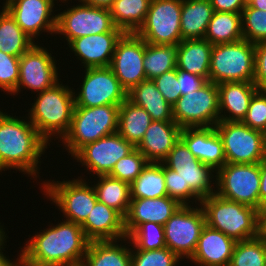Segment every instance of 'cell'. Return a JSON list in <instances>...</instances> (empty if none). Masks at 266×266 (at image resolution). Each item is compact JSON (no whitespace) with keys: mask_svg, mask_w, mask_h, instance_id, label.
Listing matches in <instances>:
<instances>
[{"mask_svg":"<svg viewBox=\"0 0 266 266\" xmlns=\"http://www.w3.org/2000/svg\"><path fill=\"white\" fill-rule=\"evenodd\" d=\"M37 232L21 248L22 266H81L89 240L80 224L67 221Z\"/></svg>","mask_w":266,"mask_h":266,"instance_id":"6da1fadb","label":"cell"},{"mask_svg":"<svg viewBox=\"0 0 266 266\" xmlns=\"http://www.w3.org/2000/svg\"><path fill=\"white\" fill-rule=\"evenodd\" d=\"M47 144L29 119L0 111V172L18 169L35 179Z\"/></svg>","mask_w":266,"mask_h":266,"instance_id":"7a4b0ae2","label":"cell"},{"mask_svg":"<svg viewBox=\"0 0 266 266\" xmlns=\"http://www.w3.org/2000/svg\"><path fill=\"white\" fill-rule=\"evenodd\" d=\"M73 89L58 81L38 93L35 103L29 109L27 119L48 143L52 136L63 139L70 129L75 107Z\"/></svg>","mask_w":266,"mask_h":266,"instance_id":"3957f363","label":"cell"},{"mask_svg":"<svg viewBox=\"0 0 266 266\" xmlns=\"http://www.w3.org/2000/svg\"><path fill=\"white\" fill-rule=\"evenodd\" d=\"M204 211L206 225L221 231L236 242L260 235L259 210L231 201L213 193L199 203Z\"/></svg>","mask_w":266,"mask_h":266,"instance_id":"277c9868","label":"cell"},{"mask_svg":"<svg viewBox=\"0 0 266 266\" xmlns=\"http://www.w3.org/2000/svg\"><path fill=\"white\" fill-rule=\"evenodd\" d=\"M120 105L74 107L71 126L62 143L71 157L83 146L117 133Z\"/></svg>","mask_w":266,"mask_h":266,"instance_id":"5b68a950","label":"cell"},{"mask_svg":"<svg viewBox=\"0 0 266 266\" xmlns=\"http://www.w3.org/2000/svg\"><path fill=\"white\" fill-rule=\"evenodd\" d=\"M162 163L178 173L181 180L182 205H189L192 202L189 199L201 202V199L216 193L213 189L216 187L211 185L216 184L217 176L213 174L215 170L198 160L181 139L175 143Z\"/></svg>","mask_w":266,"mask_h":266,"instance_id":"8992f818","label":"cell"},{"mask_svg":"<svg viewBox=\"0 0 266 266\" xmlns=\"http://www.w3.org/2000/svg\"><path fill=\"white\" fill-rule=\"evenodd\" d=\"M255 75V44L245 39L234 43L213 45L209 81L253 82Z\"/></svg>","mask_w":266,"mask_h":266,"instance_id":"52a82bcc","label":"cell"},{"mask_svg":"<svg viewBox=\"0 0 266 266\" xmlns=\"http://www.w3.org/2000/svg\"><path fill=\"white\" fill-rule=\"evenodd\" d=\"M216 176L219 196L260 211V163H225Z\"/></svg>","mask_w":266,"mask_h":266,"instance_id":"ba28073f","label":"cell"},{"mask_svg":"<svg viewBox=\"0 0 266 266\" xmlns=\"http://www.w3.org/2000/svg\"><path fill=\"white\" fill-rule=\"evenodd\" d=\"M172 109L173 119L181 129L214 127L220 121L218 85L207 81L198 90L181 96Z\"/></svg>","mask_w":266,"mask_h":266,"instance_id":"9c48e42d","label":"cell"},{"mask_svg":"<svg viewBox=\"0 0 266 266\" xmlns=\"http://www.w3.org/2000/svg\"><path fill=\"white\" fill-rule=\"evenodd\" d=\"M44 181L45 196L55 203L67 221L82 224L98 201L93 185L83 178L67 181Z\"/></svg>","mask_w":266,"mask_h":266,"instance_id":"30bf717a","label":"cell"},{"mask_svg":"<svg viewBox=\"0 0 266 266\" xmlns=\"http://www.w3.org/2000/svg\"><path fill=\"white\" fill-rule=\"evenodd\" d=\"M181 10L182 0H151L136 34L149 44L178 45L182 41Z\"/></svg>","mask_w":266,"mask_h":266,"instance_id":"8fae6325","label":"cell"},{"mask_svg":"<svg viewBox=\"0 0 266 266\" xmlns=\"http://www.w3.org/2000/svg\"><path fill=\"white\" fill-rule=\"evenodd\" d=\"M214 127L222 139L226 163L254 164L266 157L262 131L241 121H219Z\"/></svg>","mask_w":266,"mask_h":266,"instance_id":"7c38bea8","label":"cell"},{"mask_svg":"<svg viewBox=\"0 0 266 266\" xmlns=\"http://www.w3.org/2000/svg\"><path fill=\"white\" fill-rule=\"evenodd\" d=\"M182 205L164 226L165 245L180 259H191L203 228L206 226L202 207Z\"/></svg>","mask_w":266,"mask_h":266,"instance_id":"4fadbf2b","label":"cell"},{"mask_svg":"<svg viewBox=\"0 0 266 266\" xmlns=\"http://www.w3.org/2000/svg\"><path fill=\"white\" fill-rule=\"evenodd\" d=\"M57 14L56 34L72 40L86 36L111 32L116 26L108 8L87 5L81 2Z\"/></svg>","mask_w":266,"mask_h":266,"instance_id":"5bb4252c","label":"cell"},{"mask_svg":"<svg viewBox=\"0 0 266 266\" xmlns=\"http://www.w3.org/2000/svg\"><path fill=\"white\" fill-rule=\"evenodd\" d=\"M80 91L75 94V107L121 105L127 99V91L121 86L110 67L85 68Z\"/></svg>","mask_w":266,"mask_h":266,"instance_id":"9a60e30c","label":"cell"},{"mask_svg":"<svg viewBox=\"0 0 266 266\" xmlns=\"http://www.w3.org/2000/svg\"><path fill=\"white\" fill-rule=\"evenodd\" d=\"M55 61L47 48L35 43L20 56L18 84L12 94L20 93L21 87L40 93L56 84L61 79Z\"/></svg>","mask_w":266,"mask_h":266,"instance_id":"2e32d148","label":"cell"},{"mask_svg":"<svg viewBox=\"0 0 266 266\" xmlns=\"http://www.w3.org/2000/svg\"><path fill=\"white\" fill-rule=\"evenodd\" d=\"M135 148L117 132L86 144L72 157L95 175H108L115 163Z\"/></svg>","mask_w":266,"mask_h":266,"instance_id":"e0dca14e","label":"cell"},{"mask_svg":"<svg viewBox=\"0 0 266 266\" xmlns=\"http://www.w3.org/2000/svg\"><path fill=\"white\" fill-rule=\"evenodd\" d=\"M143 60L144 40L136 33H124L116 44L109 67L127 92L147 80Z\"/></svg>","mask_w":266,"mask_h":266,"instance_id":"ac0fdd59","label":"cell"},{"mask_svg":"<svg viewBox=\"0 0 266 266\" xmlns=\"http://www.w3.org/2000/svg\"><path fill=\"white\" fill-rule=\"evenodd\" d=\"M54 1L57 0H6L3 7L34 41L42 30V32L56 34L57 15H52Z\"/></svg>","mask_w":266,"mask_h":266,"instance_id":"d6986e66","label":"cell"},{"mask_svg":"<svg viewBox=\"0 0 266 266\" xmlns=\"http://www.w3.org/2000/svg\"><path fill=\"white\" fill-rule=\"evenodd\" d=\"M123 34L121 29L115 27L111 32L76 38L68 46L84 68L108 67L116 44Z\"/></svg>","mask_w":266,"mask_h":266,"instance_id":"ffe728a7","label":"cell"},{"mask_svg":"<svg viewBox=\"0 0 266 266\" xmlns=\"http://www.w3.org/2000/svg\"><path fill=\"white\" fill-rule=\"evenodd\" d=\"M180 139L192 154L216 172L226 163L223 142L215 127H186Z\"/></svg>","mask_w":266,"mask_h":266,"instance_id":"44dd1931","label":"cell"},{"mask_svg":"<svg viewBox=\"0 0 266 266\" xmlns=\"http://www.w3.org/2000/svg\"><path fill=\"white\" fill-rule=\"evenodd\" d=\"M182 205L168 195L159 198H131L124 217L127 237L142 223L164 225Z\"/></svg>","mask_w":266,"mask_h":266,"instance_id":"7402d4cb","label":"cell"},{"mask_svg":"<svg viewBox=\"0 0 266 266\" xmlns=\"http://www.w3.org/2000/svg\"><path fill=\"white\" fill-rule=\"evenodd\" d=\"M89 241L120 240L127 237L124 217L111 207L97 201L81 224Z\"/></svg>","mask_w":266,"mask_h":266,"instance_id":"603a6c76","label":"cell"},{"mask_svg":"<svg viewBox=\"0 0 266 266\" xmlns=\"http://www.w3.org/2000/svg\"><path fill=\"white\" fill-rule=\"evenodd\" d=\"M236 241L205 226L190 261L198 266H229Z\"/></svg>","mask_w":266,"mask_h":266,"instance_id":"cb8c5ba5","label":"cell"},{"mask_svg":"<svg viewBox=\"0 0 266 266\" xmlns=\"http://www.w3.org/2000/svg\"><path fill=\"white\" fill-rule=\"evenodd\" d=\"M180 132L175 121L153 120L136 148L149 163H162L180 139Z\"/></svg>","mask_w":266,"mask_h":266,"instance_id":"d4e9b609","label":"cell"},{"mask_svg":"<svg viewBox=\"0 0 266 266\" xmlns=\"http://www.w3.org/2000/svg\"><path fill=\"white\" fill-rule=\"evenodd\" d=\"M258 90L254 82L234 81L218 84L220 121H242L253 95Z\"/></svg>","mask_w":266,"mask_h":266,"instance_id":"484cf974","label":"cell"},{"mask_svg":"<svg viewBox=\"0 0 266 266\" xmlns=\"http://www.w3.org/2000/svg\"><path fill=\"white\" fill-rule=\"evenodd\" d=\"M213 45L204 38L182 40L177 50V70L187 71L209 81Z\"/></svg>","mask_w":266,"mask_h":266,"instance_id":"4316f807","label":"cell"},{"mask_svg":"<svg viewBox=\"0 0 266 266\" xmlns=\"http://www.w3.org/2000/svg\"><path fill=\"white\" fill-rule=\"evenodd\" d=\"M127 99L145 109L152 120L174 121L172 106L164 99L153 80L142 81L127 92Z\"/></svg>","mask_w":266,"mask_h":266,"instance_id":"83f0119b","label":"cell"},{"mask_svg":"<svg viewBox=\"0 0 266 266\" xmlns=\"http://www.w3.org/2000/svg\"><path fill=\"white\" fill-rule=\"evenodd\" d=\"M213 13L210 0H182V40L204 38Z\"/></svg>","mask_w":266,"mask_h":266,"instance_id":"f1b7e54d","label":"cell"},{"mask_svg":"<svg viewBox=\"0 0 266 266\" xmlns=\"http://www.w3.org/2000/svg\"><path fill=\"white\" fill-rule=\"evenodd\" d=\"M118 242L89 241L81 266H131V248Z\"/></svg>","mask_w":266,"mask_h":266,"instance_id":"f546056e","label":"cell"},{"mask_svg":"<svg viewBox=\"0 0 266 266\" xmlns=\"http://www.w3.org/2000/svg\"><path fill=\"white\" fill-rule=\"evenodd\" d=\"M152 121L145 109L126 99L120 105L117 132L134 147H137Z\"/></svg>","mask_w":266,"mask_h":266,"instance_id":"4dcf8cb0","label":"cell"},{"mask_svg":"<svg viewBox=\"0 0 266 266\" xmlns=\"http://www.w3.org/2000/svg\"><path fill=\"white\" fill-rule=\"evenodd\" d=\"M96 178L99 179L93 188L97 200L125 217L131 202L130 184L109 175H98Z\"/></svg>","mask_w":266,"mask_h":266,"instance_id":"1f68e13d","label":"cell"},{"mask_svg":"<svg viewBox=\"0 0 266 266\" xmlns=\"http://www.w3.org/2000/svg\"><path fill=\"white\" fill-rule=\"evenodd\" d=\"M151 0H115L109 8L116 28L136 33L144 23Z\"/></svg>","mask_w":266,"mask_h":266,"instance_id":"d6a6232c","label":"cell"},{"mask_svg":"<svg viewBox=\"0 0 266 266\" xmlns=\"http://www.w3.org/2000/svg\"><path fill=\"white\" fill-rule=\"evenodd\" d=\"M204 39L212 45L234 43L242 40L241 14L214 11Z\"/></svg>","mask_w":266,"mask_h":266,"instance_id":"836d02e7","label":"cell"},{"mask_svg":"<svg viewBox=\"0 0 266 266\" xmlns=\"http://www.w3.org/2000/svg\"><path fill=\"white\" fill-rule=\"evenodd\" d=\"M34 44L35 41L21 29L10 13L2 7V11H0V51L20 58Z\"/></svg>","mask_w":266,"mask_h":266,"instance_id":"e575fe53","label":"cell"},{"mask_svg":"<svg viewBox=\"0 0 266 266\" xmlns=\"http://www.w3.org/2000/svg\"><path fill=\"white\" fill-rule=\"evenodd\" d=\"M178 45L149 44L144 41L143 67L147 80L177 67Z\"/></svg>","mask_w":266,"mask_h":266,"instance_id":"d590c367","label":"cell"},{"mask_svg":"<svg viewBox=\"0 0 266 266\" xmlns=\"http://www.w3.org/2000/svg\"><path fill=\"white\" fill-rule=\"evenodd\" d=\"M131 198H159L167 196L164 164L148 163L130 184Z\"/></svg>","mask_w":266,"mask_h":266,"instance_id":"8d00e7d4","label":"cell"},{"mask_svg":"<svg viewBox=\"0 0 266 266\" xmlns=\"http://www.w3.org/2000/svg\"><path fill=\"white\" fill-rule=\"evenodd\" d=\"M266 239L258 236L236 242L229 266H265Z\"/></svg>","mask_w":266,"mask_h":266,"instance_id":"74e56055","label":"cell"},{"mask_svg":"<svg viewBox=\"0 0 266 266\" xmlns=\"http://www.w3.org/2000/svg\"><path fill=\"white\" fill-rule=\"evenodd\" d=\"M123 241H129V247L134 245L139 250L165 248L164 226L153 222L142 223Z\"/></svg>","mask_w":266,"mask_h":266,"instance_id":"f35d334b","label":"cell"},{"mask_svg":"<svg viewBox=\"0 0 266 266\" xmlns=\"http://www.w3.org/2000/svg\"><path fill=\"white\" fill-rule=\"evenodd\" d=\"M241 22L243 39L254 44L266 41V11L245 7Z\"/></svg>","mask_w":266,"mask_h":266,"instance_id":"ab89813d","label":"cell"},{"mask_svg":"<svg viewBox=\"0 0 266 266\" xmlns=\"http://www.w3.org/2000/svg\"><path fill=\"white\" fill-rule=\"evenodd\" d=\"M148 163L146 157L135 148L126 157L119 159L108 175L131 184Z\"/></svg>","mask_w":266,"mask_h":266,"instance_id":"60d3db41","label":"cell"},{"mask_svg":"<svg viewBox=\"0 0 266 266\" xmlns=\"http://www.w3.org/2000/svg\"><path fill=\"white\" fill-rule=\"evenodd\" d=\"M131 247V266H177L180 263V258L168 247L155 250Z\"/></svg>","mask_w":266,"mask_h":266,"instance_id":"b9f144b4","label":"cell"},{"mask_svg":"<svg viewBox=\"0 0 266 266\" xmlns=\"http://www.w3.org/2000/svg\"><path fill=\"white\" fill-rule=\"evenodd\" d=\"M19 57H14L0 51V88L12 94L19 79Z\"/></svg>","mask_w":266,"mask_h":266,"instance_id":"7bdbcfd3","label":"cell"},{"mask_svg":"<svg viewBox=\"0 0 266 266\" xmlns=\"http://www.w3.org/2000/svg\"><path fill=\"white\" fill-rule=\"evenodd\" d=\"M252 129L262 131L266 126V92L258 90L250 101L248 111L241 121Z\"/></svg>","mask_w":266,"mask_h":266,"instance_id":"ee69618b","label":"cell"},{"mask_svg":"<svg viewBox=\"0 0 266 266\" xmlns=\"http://www.w3.org/2000/svg\"><path fill=\"white\" fill-rule=\"evenodd\" d=\"M153 81L164 99L171 106L181 97V90H179V82L177 79V68L163 73L154 78Z\"/></svg>","mask_w":266,"mask_h":266,"instance_id":"f6af8a7d","label":"cell"},{"mask_svg":"<svg viewBox=\"0 0 266 266\" xmlns=\"http://www.w3.org/2000/svg\"><path fill=\"white\" fill-rule=\"evenodd\" d=\"M255 85L266 92V41L255 44Z\"/></svg>","mask_w":266,"mask_h":266,"instance_id":"bcb514c9","label":"cell"},{"mask_svg":"<svg viewBox=\"0 0 266 266\" xmlns=\"http://www.w3.org/2000/svg\"><path fill=\"white\" fill-rule=\"evenodd\" d=\"M177 79L179 82V90H181V96L198 90L207 82L204 78L183 70H177Z\"/></svg>","mask_w":266,"mask_h":266,"instance_id":"7dc6e473","label":"cell"},{"mask_svg":"<svg viewBox=\"0 0 266 266\" xmlns=\"http://www.w3.org/2000/svg\"><path fill=\"white\" fill-rule=\"evenodd\" d=\"M164 176L167 195L170 198L176 199L182 205L181 180L178 173L164 165Z\"/></svg>","mask_w":266,"mask_h":266,"instance_id":"c3c4849f","label":"cell"},{"mask_svg":"<svg viewBox=\"0 0 266 266\" xmlns=\"http://www.w3.org/2000/svg\"><path fill=\"white\" fill-rule=\"evenodd\" d=\"M210 3L216 12L240 14L247 5L246 0H210Z\"/></svg>","mask_w":266,"mask_h":266,"instance_id":"681fc988","label":"cell"},{"mask_svg":"<svg viewBox=\"0 0 266 266\" xmlns=\"http://www.w3.org/2000/svg\"><path fill=\"white\" fill-rule=\"evenodd\" d=\"M260 210L266 205V157L260 162Z\"/></svg>","mask_w":266,"mask_h":266,"instance_id":"f907efd6","label":"cell"},{"mask_svg":"<svg viewBox=\"0 0 266 266\" xmlns=\"http://www.w3.org/2000/svg\"><path fill=\"white\" fill-rule=\"evenodd\" d=\"M6 235H4L1 239H0V266H22V262H21V252L18 255V258L16 259V261L12 262V260L8 259V257L5 256V254H3L2 250L4 249L3 246H5L4 243H6L7 241H5L7 238H5Z\"/></svg>","mask_w":266,"mask_h":266,"instance_id":"816d5d0a","label":"cell"},{"mask_svg":"<svg viewBox=\"0 0 266 266\" xmlns=\"http://www.w3.org/2000/svg\"><path fill=\"white\" fill-rule=\"evenodd\" d=\"M115 0H79L87 5L102 7V8H110Z\"/></svg>","mask_w":266,"mask_h":266,"instance_id":"f5cc1de1","label":"cell"},{"mask_svg":"<svg viewBox=\"0 0 266 266\" xmlns=\"http://www.w3.org/2000/svg\"><path fill=\"white\" fill-rule=\"evenodd\" d=\"M260 236L266 239V205L259 211Z\"/></svg>","mask_w":266,"mask_h":266,"instance_id":"db71d44e","label":"cell"},{"mask_svg":"<svg viewBox=\"0 0 266 266\" xmlns=\"http://www.w3.org/2000/svg\"><path fill=\"white\" fill-rule=\"evenodd\" d=\"M246 7H253L261 11H266V0H249Z\"/></svg>","mask_w":266,"mask_h":266,"instance_id":"11a10c76","label":"cell"},{"mask_svg":"<svg viewBox=\"0 0 266 266\" xmlns=\"http://www.w3.org/2000/svg\"><path fill=\"white\" fill-rule=\"evenodd\" d=\"M262 138H263V146H264V150L266 152V126L265 128L262 130Z\"/></svg>","mask_w":266,"mask_h":266,"instance_id":"9f6ffc18","label":"cell"},{"mask_svg":"<svg viewBox=\"0 0 266 266\" xmlns=\"http://www.w3.org/2000/svg\"><path fill=\"white\" fill-rule=\"evenodd\" d=\"M3 227L4 226H0V239L6 234L5 232H4V230H3Z\"/></svg>","mask_w":266,"mask_h":266,"instance_id":"6f0895ef","label":"cell"}]
</instances>
